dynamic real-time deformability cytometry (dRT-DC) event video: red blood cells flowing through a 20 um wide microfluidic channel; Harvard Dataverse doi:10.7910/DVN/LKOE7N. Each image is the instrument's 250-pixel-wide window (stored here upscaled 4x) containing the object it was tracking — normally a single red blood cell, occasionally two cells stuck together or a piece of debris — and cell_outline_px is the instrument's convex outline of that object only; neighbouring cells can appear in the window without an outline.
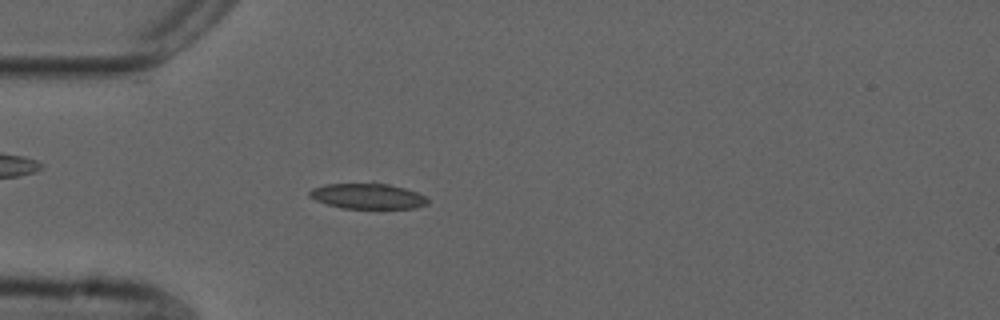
{"species": "common noctule bat (a hibernating species)", "species_latin": "Nyctalus noctula", "temperature_condition": "cold", "stored_images_in_passage": 41, "camera_frame_rate_fps": 3000, "um_per_image_px": 0.085, "animal": {"sex": "male", "forearm_length_mm": 52.5}, "frame": {"image": 1, "passage_image": 2, "time_ms": 0.333, "image_size_px": [1000, 320], "cell_outline_px": [[428, 204], [416, 208], [344, 208], [328, 204], [316, 200], [308, 196], [308, 192], [312, 188], [324, 184], [372, 180], [404, 188], [416, 192], [424, 196], [428, 200]], "centroid_in_image_um": [31.21, 16.62], "position_along_channel_um": 53.8, "area_um2": 18.15}}
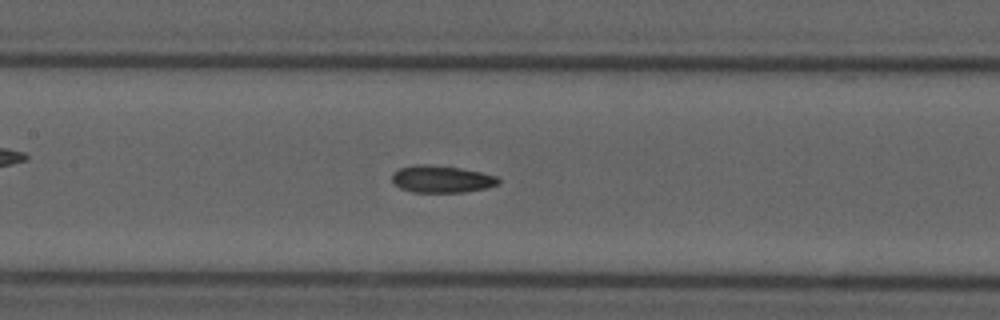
{"frame": {"image": 2, "passage_image": 12, "time_ms": 3.667, "image_size_px": [1000, 320], "cell_outline_px": [[500, 184], [484, 188], [464, 192], [412, 192], [400, 188], [392, 180], [392, 172], [400, 168], [416, 164], [428, 164], [460, 168], [480, 172], [496, 176], [500, 180]], "centroid_in_image_um": [37.52, 15.22], "position_along_channel_um": 169.9, "area_um2": 16.76}}
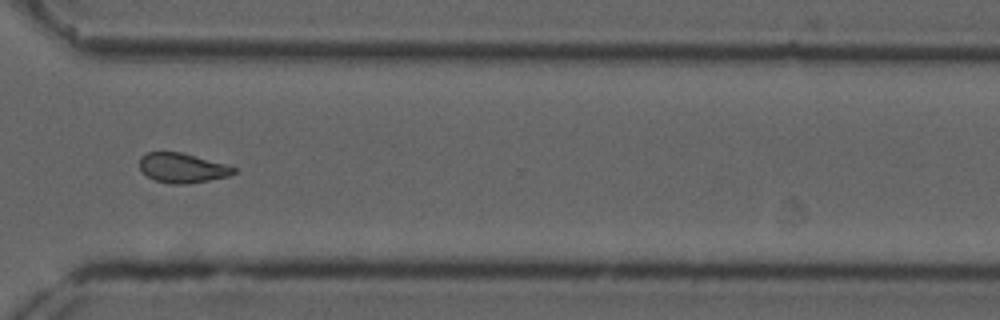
{"frame": {"image": 3, "passage_image": 27, "time_ms": 8.667, "image_size_px": [1000, 320], "cell_outline_px": [[236, 172], [228, 176], [208, 180], [184, 184], [172, 184], [156, 180], [148, 176], [140, 168], [140, 156], [148, 152], [180, 152], [224, 164], [236, 168]], "centroid_in_image_um": [15.48, 14.27], "position_along_channel_um": 355.1, "area_um2": 15.9}, "authors_computed_cell_mechanics": {"area_um2": 16.762, "velocity_mm_per_s": 3.7132, "shape_relaxation_time_tau1_ms": null, "shape_relaxation_time_tau2_ms": 5.107, "deformation_change_tau1": null, "deformation_change_tau2": 0.1135}}